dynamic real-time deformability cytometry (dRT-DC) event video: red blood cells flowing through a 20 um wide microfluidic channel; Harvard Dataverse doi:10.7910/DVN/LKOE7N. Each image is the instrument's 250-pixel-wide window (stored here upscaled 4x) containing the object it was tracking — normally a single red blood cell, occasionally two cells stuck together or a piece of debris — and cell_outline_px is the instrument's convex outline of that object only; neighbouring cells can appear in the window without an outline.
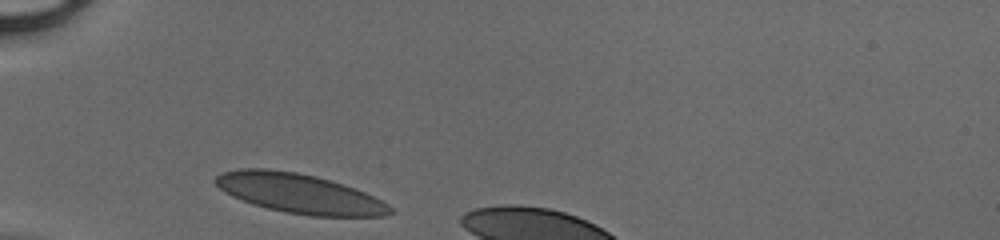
{"species": "human", "species_latin": "Homo sapiens", "temperature_condition": "cold", "stored_images_in_passage": 26, "camera_frame_rate_fps": 3000, "um_per_image_px": 0.085, "donor": {"sex": "male"}, "frame": {"image": 1, "passage_image": 1, "time_ms": 0.0, "image_size_px": [1000, 240], "cell_outline_px": [[392, 212], [384, 216], [312, 216], [284, 212], [252, 204], [232, 196], [224, 192], [212, 180], [220, 172], [240, 168], [268, 168], [296, 172], [316, 176], [356, 188], [388, 204], [392, 208]], "centroid_in_image_um": [25.4, 16.43], "position_along_channel_um": 59.6, "area_um2": 40.23}}
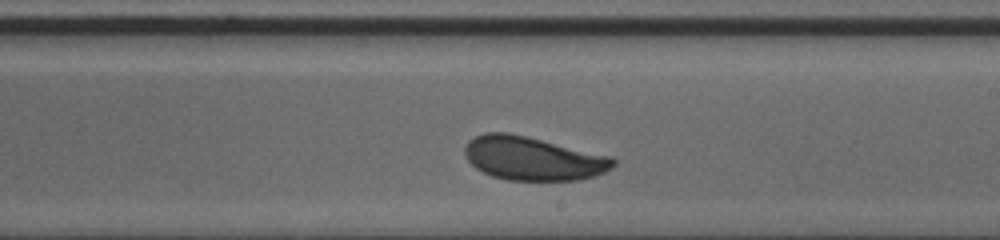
{"frame": {"image": 2, "passage_image": 15, "time_ms": 4.667, "image_size_px": [1000, 240], "cell_outline_px": [[616, 164], [612, 168], [604, 172], [580, 180], [508, 180], [492, 176], [476, 168], [464, 156], [464, 148], [468, 140], [484, 132], [508, 132], [612, 156], [616, 160]], "centroid_in_image_um": [45.29, 13.46], "position_along_channel_um": 243.7, "area_um2": 37.74}}
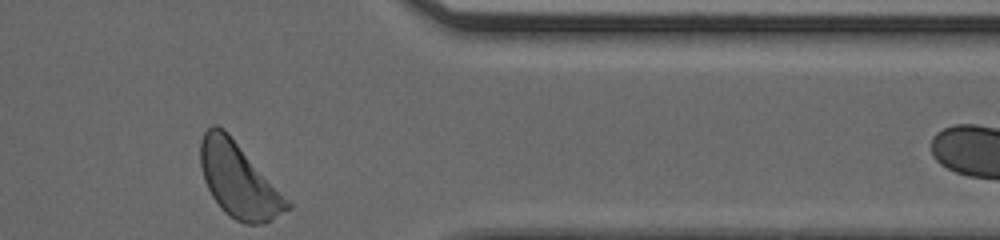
{"frame": {"image": 3, "passage_image": 26, "time_ms": 8.333, "image_size_px": [1000, 240], "cell_outline_px": [[292, 208], [272, 220], [264, 224], [244, 224], [236, 220], [224, 212], [220, 208], [212, 196], [204, 180], [200, 164], [200, 140], [204, 132], [212, 124], [216, 124], [224, 128], [228, 132], [292, 204]], "centroid_in_image_um": [20.27, 15.32], "position_along_channel_um": 391.1, "area_um2": 37.63}}